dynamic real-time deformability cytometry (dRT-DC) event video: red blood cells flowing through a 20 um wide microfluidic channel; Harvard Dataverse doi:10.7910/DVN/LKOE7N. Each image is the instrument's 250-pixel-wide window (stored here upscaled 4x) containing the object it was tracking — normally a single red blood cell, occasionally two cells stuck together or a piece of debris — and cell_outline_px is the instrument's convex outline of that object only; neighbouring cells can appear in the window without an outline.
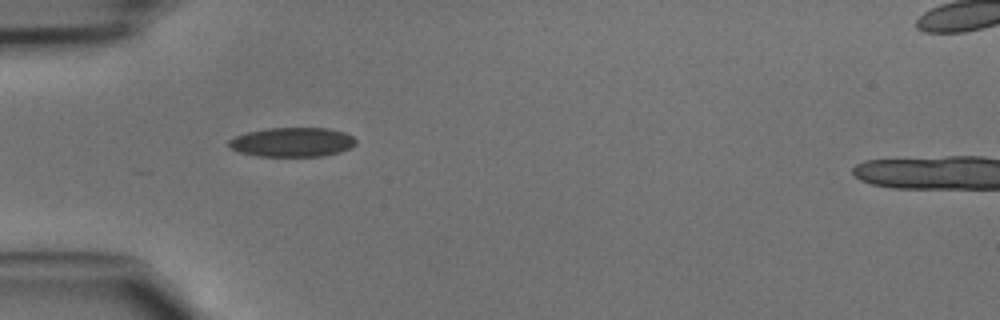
{"species": "common noctule bat (a hibernating species)", "species_latin": "Nyctalus noctula", "temperature_condition": "cold", "stored_images_in_passage": 33, "camera_frame_rate_fps": 3000, "um_per_image_px": 0.085, "animal": {"sex": "male", "body_mass_g": 15.6}, "frame": {"image": 1, "passage_image": 1, "time_ms": 0.0, "image_size_px": [1000, 320], "cell_outline_px": [[356, 144], [340, 152], [324, 156], [256, 156], [240, 152], [232, 148], [228, 144], [228, 140], [236, 136], [248, 132], [268, 128], [328, 128], [344, 132], [352, 136], [356, 140]], "centroid_in_image_um": [24.86, 12.08], "position_along_channel_um": 60.1, "area_um2": 21.62}}
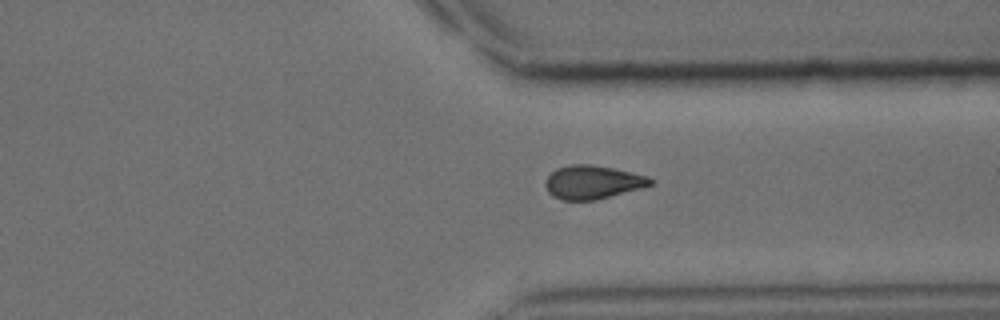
{"frame": {"image": 2, "passage_image": 22, "time_ms": 7.0, "image_size_px": [1000, 320], "cell_outline_px": [[652, 184], [640, 188], [596, 200], [564, 200], [552, 196], [548, 192], [544, 184], [548, 176], [556, 168], [568, 164], [592, 164], [632, 172], [648, 176], [652, 180]], "centroid_in_image_um": [50.34, 15.48], "position_along_channel_um": 361.1, "area_um2": 20.46}}
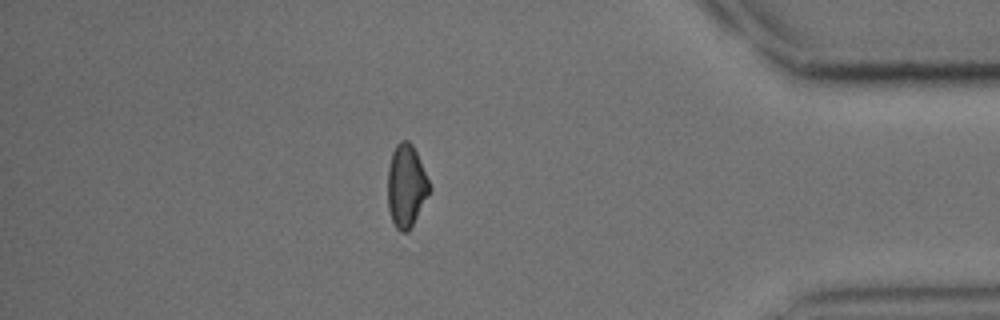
{"frame": {"image": 3, "passage_image": 27, "time_ms": 8.667, "image_size_px": [1000, 320], "cell_outline_px": [[432, 188], [408, 232], [400, 232], [396, 228], [392, 220], [388, 208], [388, 168], [392, 152], [396, 144], [400, 140], [408, 140], [412, 144], [416, 152]], "centroid_in_image_um": [34.52, 15.79], "position_along_channel_um": 400.7, "area_um2": 20.0}}